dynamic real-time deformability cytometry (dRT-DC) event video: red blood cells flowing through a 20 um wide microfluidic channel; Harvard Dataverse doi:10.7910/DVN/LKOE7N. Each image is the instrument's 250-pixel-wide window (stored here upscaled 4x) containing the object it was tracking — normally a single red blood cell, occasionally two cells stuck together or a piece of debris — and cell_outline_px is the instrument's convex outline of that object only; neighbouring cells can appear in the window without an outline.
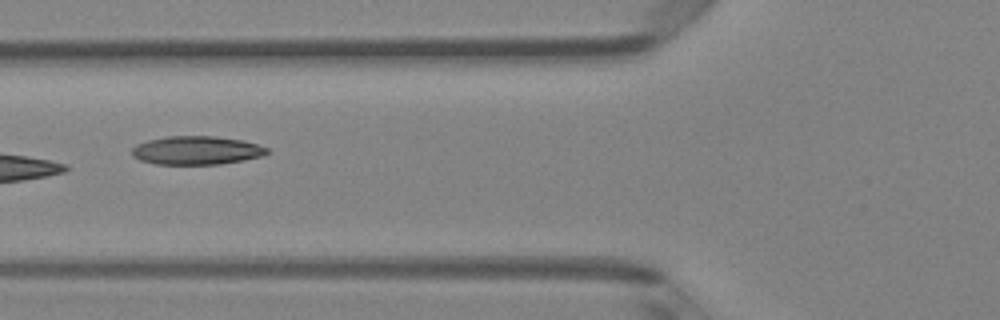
{"species": "Egyptian fruit bat (a non-hibernating species)", "species_latin": "Rousettus aegyptiacus", "temperature_condition": "room temperature", "stored_images_in_passage": 7, "camera_frame_rate_fps": 3000, "um_per_image_px": 0.085, "animal": {"sex": "female"}, "frame": {"image": 1, "passage_image": 6, "time_ms": 6.0, "image_size_px": [1000, 320], "cell_outline_px": [[268, 152], [264, 156], [244, 160], [220, 164], [156, 164], [140, 160], [132, 156], [132, 148], [136, 144], [148, 140], [168, 136], [216, 136], [240, 140], [256, 144], [268, 148]], "centroid_in_image_um": [16.69, 12.78], "position_along_channel_um": 109.1, "area_um2": 22.43}}
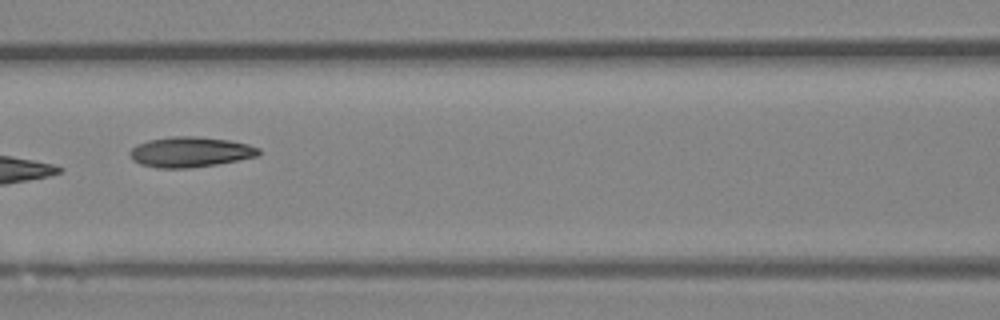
{"frame": {"image": 2, "passage_image": 7, "time_ms": 7.0, "image_size_px": [1000, 320], "cell_outline_px": [[260, 152], [256, 156], [216, 164], [188, 168], [156, 168], [140, 164], [132, 160], [132, 148], [136, 144], [148, 140], [172, 136], [196, 136], [228, 140], [248, 144], [260, 148]], "centroid_in_image_um": [16.15, 12.91], "position_along_channel_um": 150.4, "area_um2": 22.54}}